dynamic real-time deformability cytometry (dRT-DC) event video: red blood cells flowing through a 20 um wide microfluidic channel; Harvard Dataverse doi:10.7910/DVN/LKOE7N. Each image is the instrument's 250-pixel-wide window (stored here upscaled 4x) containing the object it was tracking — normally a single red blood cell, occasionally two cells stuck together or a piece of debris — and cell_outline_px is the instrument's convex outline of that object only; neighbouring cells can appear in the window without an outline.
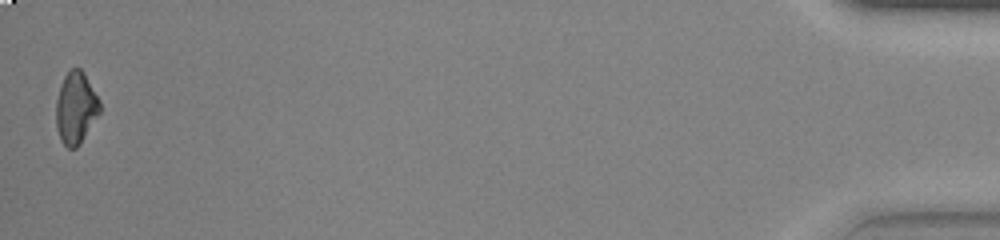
{"species": "common noctule bat (a hibernating species)", "species_latin": "Nyctalus noctula", "temperature_condition": "warm", "stored_images_in_passage": 41, "camera_frame_rate_fps": 3000, "um_per_image_px": 0.085, "animal": {"sex": "female", "body_mass_g": 23.0, "forearm_length_mm": 53.4}, "frame": {"image": 1, "passage_image": 41, "time_ms": 13.333, "image_size_px": [1000, 240], "cell_outline_px": [[100, 112], [80, 144], [76, 148], [68, 148], [60, 140], [56, 128], [56, 100], [64, 76], [72, 68], [80, 68], [84, 72], [100, 100]], "centroid_in_image_um": [6.44, 9.18], "position_along_channel_um": 428.8, "area_um2": 18.32}, "authors_computed_cell_mechanics": {"area_um2": 19.1896, "velocity_mm_per_s": 3.8617, "shape_relaxation_time_tau1_ms": 7.7165, "shape_relaxation_time_tau2_ms": 2.232, "deformation_change_tau1": 0.2226, "deformation_change_tau2": 0.0872}}